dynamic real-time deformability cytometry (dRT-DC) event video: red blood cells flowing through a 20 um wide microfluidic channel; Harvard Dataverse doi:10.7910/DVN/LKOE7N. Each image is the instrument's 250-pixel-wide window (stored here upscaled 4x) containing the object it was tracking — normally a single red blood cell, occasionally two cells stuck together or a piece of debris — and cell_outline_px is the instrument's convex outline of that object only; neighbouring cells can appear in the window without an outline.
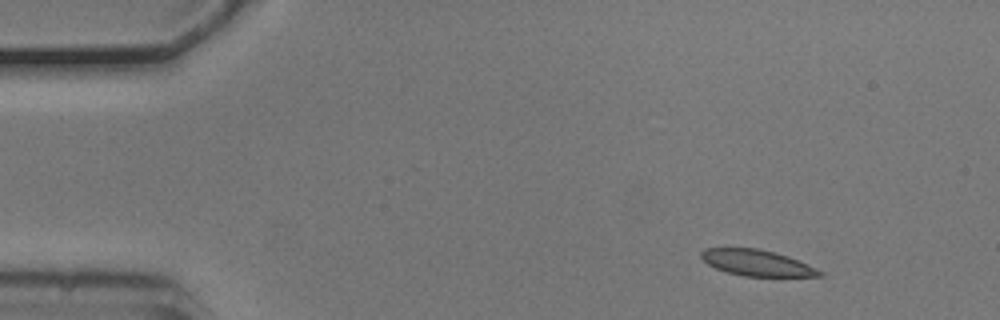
{"species": "common noctule bat (a hibernating species)", "species_latin": "Nyctalus noctula", "temperature_condition": "cold", "stored_images_in_passage": 54, "camera_frame_rate_fps": 3000, "um_per_image_px": 0.085, "animal": {"sex": "male", "body_mass_g": 20.5, "forearm_length_mm": 52.5}, "frame": {"image": 1, "passage_image": 6, "time_ms": 1.667, "image_size_px": [1000, 320], "cell_outline_px": [[824, 276], [744, 276], [728, 272], [716, 268], [708, 264], [700, 256], [700, 252], [704, 248], [756, 248], [776, 252], [788, 256], [816, 268], [824, 272]], "centroid_in_image_um": [64.33, 22.33], "position_along_channel_um": 20.7, "area_um2": 17.86}}
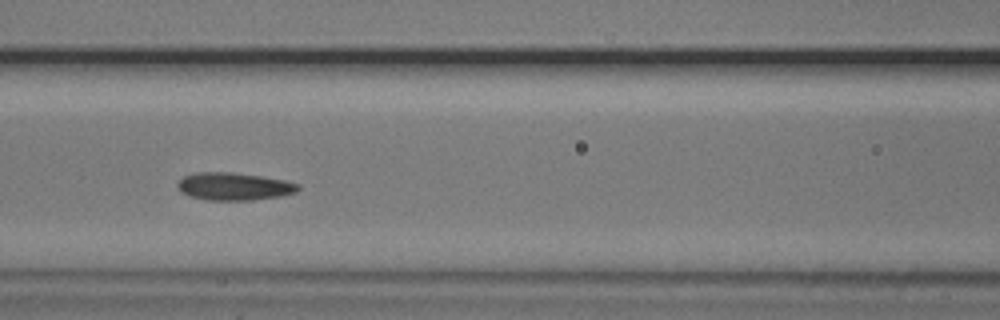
{"frame": {"image": 2, "passage_image": 23, "time_ms": 7.333, "image_size_px": [1000, 320], "cell_outline_px": [[300, 188], [296, 192], [280, 196], [252, 200], [204, 200], [180, 192], [176, 184], [184, 176], [196, 172], [232, 172], [260, 176], [284, 180], [300, 184]], "centroid_in_image_um": [19.88, 15.84], "position_along_channel_um": 146.7, "area_um2": 19.42}}
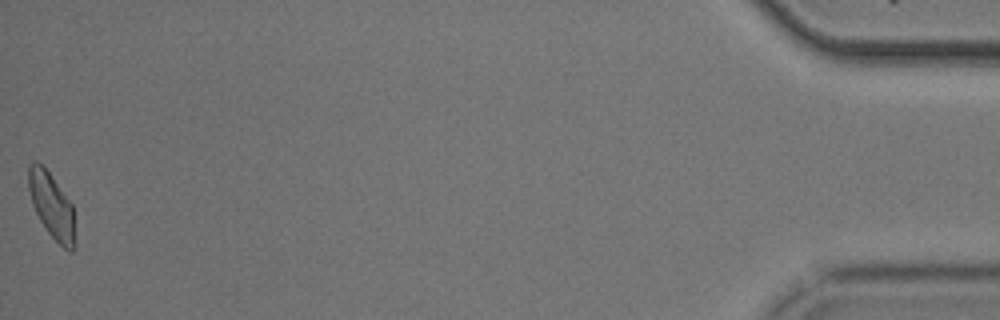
{"frame": {"image": 3, "passage_image": 54, "time_ms": 17.667, "image_size_px": [1000, 320], "cell_outline_px": [[76, 248], [72, 252], [68, 252], [48, 232], [40, 220], [32, 204], [28, 188], [28, 168], [32, 160], [36, 160], [48, 172], [72, 204]], "centroid_in_image_um": [4.4, 17.51], "position_along_channel_um": 430.8, "area_um2": 17.57}, "authors_computed_cell_mechanics": {"area_um2": 18.9295, "velocity_mm_per_s": 3.6896, "shape_relaxation_time_tau1_ms": 3.8448, "shape_relaxation_time_tau2_ms": 2.3424, "deformation_change_tau1": 0.1052, "deformation_change_tau2": 0.0861}}